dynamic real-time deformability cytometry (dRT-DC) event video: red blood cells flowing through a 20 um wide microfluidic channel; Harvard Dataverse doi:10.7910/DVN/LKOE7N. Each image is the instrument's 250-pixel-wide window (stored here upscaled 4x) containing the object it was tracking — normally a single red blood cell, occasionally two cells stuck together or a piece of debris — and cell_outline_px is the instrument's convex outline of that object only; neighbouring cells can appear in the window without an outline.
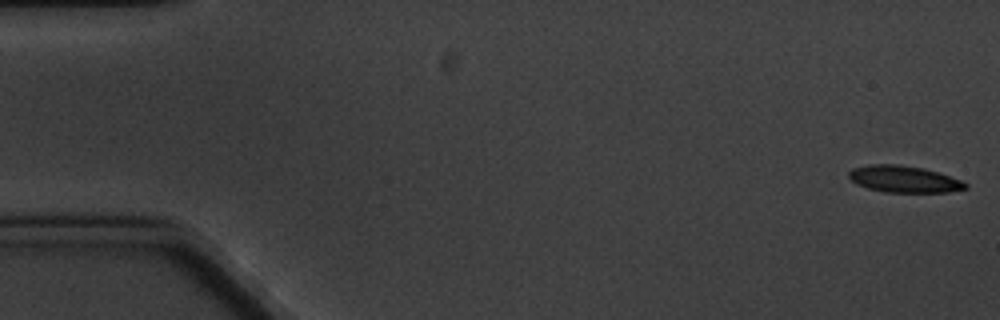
{"species": "common noctule bat (a hibernating species)", "species_latin": "Nyctalus noctula", "temperature_condition": "cold", "stored_images_in_passage": 8, "camera_frame_rate_fps": 3000, "um_per_image_px": 0.085, "animal": {"sex": "male", "body_mass_g": 20.1, "forearm_length_mm": 53.5}, "frame": {"image": 1, "passage_image": 1, "time_ms": 0.0, "image_size_px": [1000, 320], "cell_outline_px": [[968, 188], [948, 192], [884, 192], [868, 188], [856, 184], [848, 176], [848, 172], [852, 168], [868, 164], [896, 164], [924, 168], [960, 180], [968, 184]], "centroid_in_image_um": [76.8, 15.22], "position_along_channel_um": 8.2, "area_um2": 18.09}}
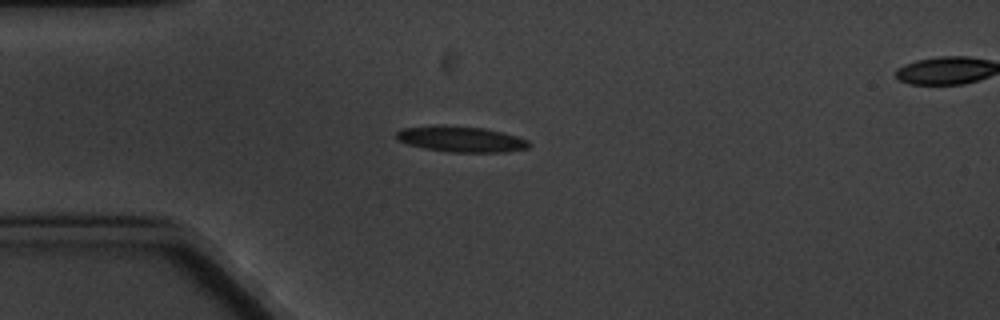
{"frame": {"image": 2, "passage_image": 5, "time_ms": 4.667, "image_size_px": [1000, 320], "cell_outline_px": [[532, 144], [528, 148], [508, 152], [448, 152], [424, 148], [408, 144], [396, 140], [396, 132], [400, 128], [484, 128], [516, 136], [528, 140]], "centroid_in_image_um": [39.26, 11.89], "position_along_channel_um": 45.7, "area_um2": 18.96}}
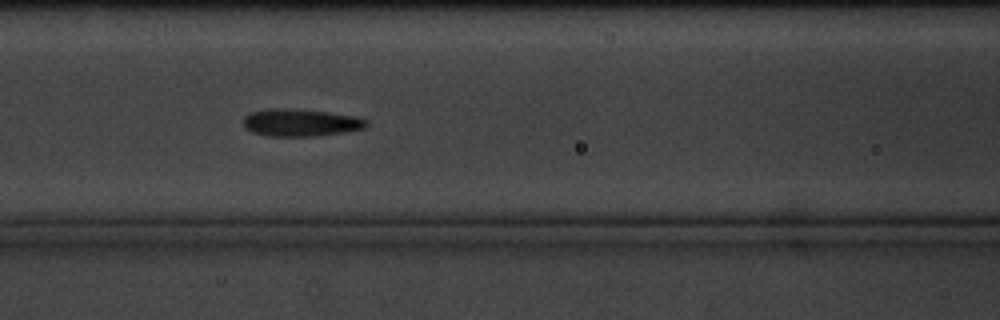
{"frame": {"image": 3, "passage_image": 8, "time_ms": 8.0, "image_size_px": [1000, 320], "cell_outline_px": [[368, 124], [364, 128], [344, 132], [320, 136], [268, 136], [252, 132], [244, 128], [244, 116], [252, 112], [276, 108], [280, 108], [328, 112], [352, 116], [368, 120]], "centroid_in_image_um": [25.54, 10.44], "position_along_channel_um": 141.1, "area_um2": 19.42}}